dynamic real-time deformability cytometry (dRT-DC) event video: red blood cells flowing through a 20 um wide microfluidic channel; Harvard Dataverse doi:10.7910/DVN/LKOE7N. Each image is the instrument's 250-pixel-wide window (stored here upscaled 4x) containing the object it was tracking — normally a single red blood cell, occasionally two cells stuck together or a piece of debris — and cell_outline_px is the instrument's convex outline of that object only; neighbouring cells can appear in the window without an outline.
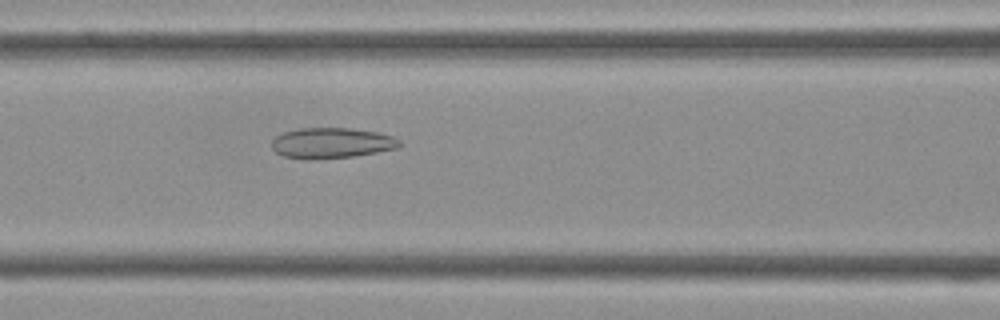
{"species": "Egyptian fruit bat (a non-hibernating species)", "species_latin": "Rousettus aegyptiacus", "temperature_condition": "cold", "stored_images_in_passage": 38, "camera_frame_rate_fps": 3000, "um_per_image_px": 0.085, "frame": {"image": 1, "passage_image": 13, "time_ms": 4.0, "image_size_px": [1000, 320], "cell_outline_px": [[400, 148], [356, 156], [308, 160], [284, 156], [276, 152], [272, 148], [272, 140], [276, 136], [284, 132], [300, 128], [352, 128], [376, 132], [392, 136], [400, 140]], "centroid_in_image_um": [28.2, 12.16], "position_along_channel_um": 138.4, "area_um2": 22.89}}
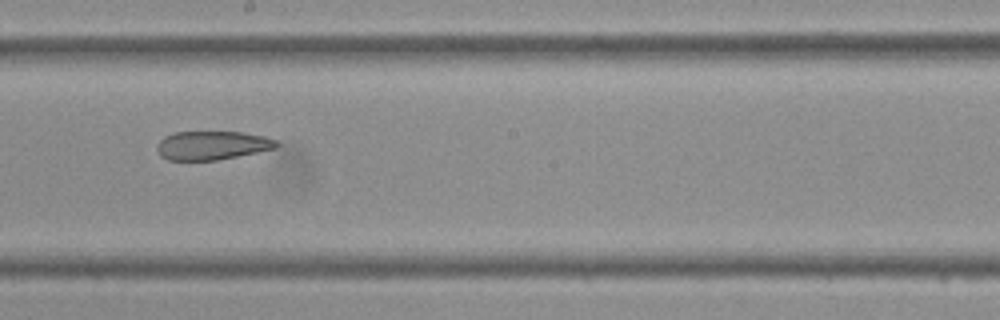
{"frame": {"image": 2, "passage_image": 19, "time_ms": 6.0, "image_size_px": [1000, 320], "cell_outline_px": [[280, 144], [276, 148], [216, 160], [168, 160], [160, 156], [156, 148], [156, 144], [164, 136], [176, 132], [240, 132], [264, 136], [276, 140]], "centroid_in_image_um": [18.0, 12.35], "position_along_channel_um": 230.2, "area_um2": 19.94}}
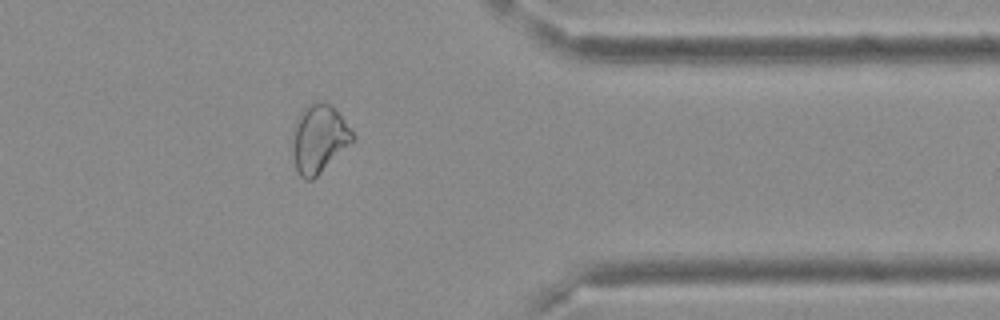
{"frame": {"image": 3, "passage_image": 30, "time_ms": 9.667, "image_size_px": [1000, 320], "cell_outline_px": [[356, 136], [312, 180], [304, 180], [300, 176], [296, 168], [292, 148], [292, 128], [300, 112], [304, 108], [316, 100], [324, 100], [332, 104]], "centroid_in_image_um": [27.07, 11.73], "position_along_channel_um": 384.3, "area_um2": 23.7}}